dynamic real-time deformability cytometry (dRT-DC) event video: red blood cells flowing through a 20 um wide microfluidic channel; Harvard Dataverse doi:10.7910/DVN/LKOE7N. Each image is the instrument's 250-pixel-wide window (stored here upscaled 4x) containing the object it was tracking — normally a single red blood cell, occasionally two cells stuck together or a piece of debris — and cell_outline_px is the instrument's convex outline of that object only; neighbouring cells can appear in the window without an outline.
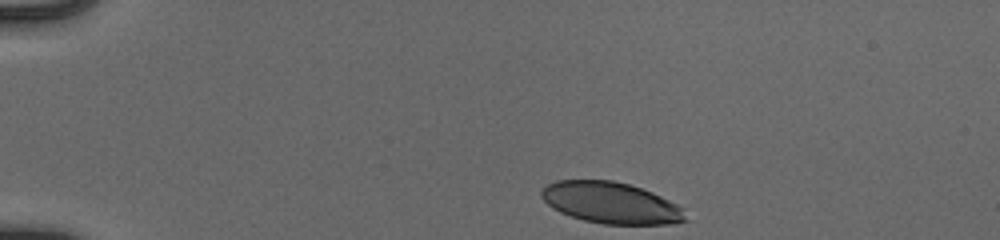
{"species": "human", "species_latin": "Homo sapiens", "temperature_condition": "cold", "stored_images_in_passage": 38, "camera_frame_rate_fps": 3000, "um_per_image_px": 0.085, "donor": {"sex": "male"}, "frame": {"image": 1, "passage_image": 1, "time_ms": 0.0, "image_size_px": [1000, 240], "cell_outline_px": [[688, 220], [672, 224], [604, 224], [584, 220], [560, 212], [552, 208], [540, 196], [540, 192], [548, 184], [556, 180], [612, 180], [628, 184], [652, 192], [676, 204], [680, 208]], "centroid_in_image_um": [51.9, 17.24], "position_along_channel_um": 33.1, "area_um2": 34.39}}
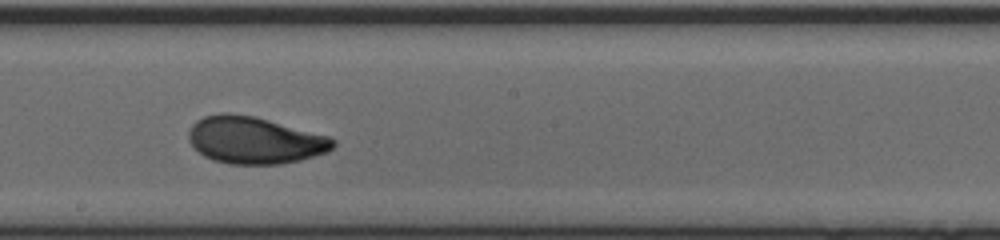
{"frame": {"image": 2, "passage_image": 22, "time_ms": 7.0, "image_size_px": [1000, 240], "cell_outline_px": [[336, 144], [328, 152], [300, 160], [280, 164], [228, 164], [212, 160], [204, 156], [188, 140], [188, 132], [192, 124], [196, 120], [204, 116], [220, 112], [228, 112], [252, 116], [268, 120], [328, 136], [336, 140]], "centroid_in_image_um": [21.62, 11.92], "position_along_channel_um": 226.6, "area_um2": 39.54}}
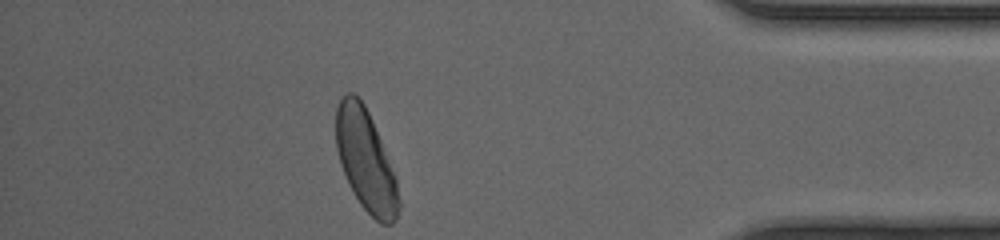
{"frame": {"image": 3, "passage_image": 38, "time_ms": 12.333, "image_size_px": [1000, 240], "cell_outline_px": [[400, 208], [396, 220], [392, 224], [380, 224], [360, 204], [348, 184], [340, 164], [336, 148], [336, 108], [340, 100], [348, 92], [352, 92], [364, 104], [372, 120], [396, 176], [400, 200]], "centroid_in_image_um": [31.1, 13.68], "position_along_channel_um": 404.1, "area_um2": 37.05}, "authors_computed_cell_mechanics": {"area_um2": 38.2058, "velocity_mm_per_s": 3.9133, "shape_relaxation_time_tau1_ms": 3.325, "shape_relaxation_time_tau2_ms": 1.0102, "deformation_change_tau1": 0.1713, "deformation_change_tau2": 0.06}}